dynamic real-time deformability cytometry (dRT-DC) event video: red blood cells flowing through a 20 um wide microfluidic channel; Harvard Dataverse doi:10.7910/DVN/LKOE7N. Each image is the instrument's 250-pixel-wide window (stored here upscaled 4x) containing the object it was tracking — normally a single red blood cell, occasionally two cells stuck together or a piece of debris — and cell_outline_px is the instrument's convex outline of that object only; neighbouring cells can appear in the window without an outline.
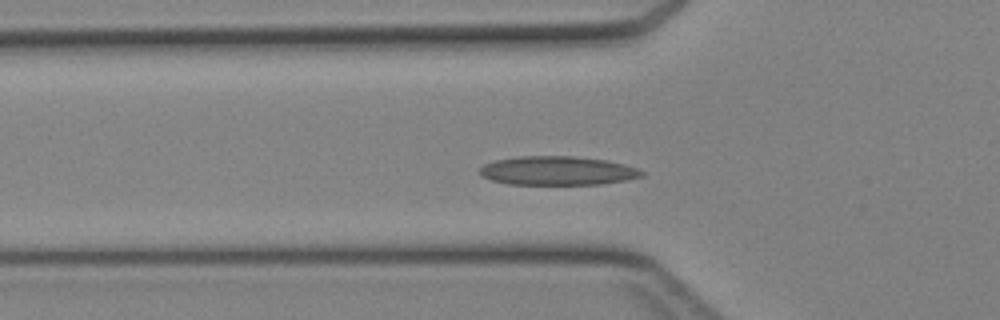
{"species": "Egyptian fruit bat (a non-hibernating species)", "species_latin": "Rousettus aegyptiacus", "temperature_condition": "cold", "stored_images_in_passage": 32, "camera_frame_rate_fps": 3000, "um_per_image_px": 0.085, "animal": {"sex": "female"}, "frame": {"image": 1, "passage_image": 4, "time_ms": 1.0, "image_size_px": [1000, 320], "cell_outline_px": [[644, 176], [628, 180], [600, 184], [508, 184], [492, 180], [480, 176], [480, 168], [484, 164], [496, 160], [520, 156], [572, 156], [604, 160], [624, 164], [636, 168], [644, 172]], "centroid_in_image_um": [47.39, 14.51], "position_along_channel_um": 78.4, "area_um2": 27.17}}
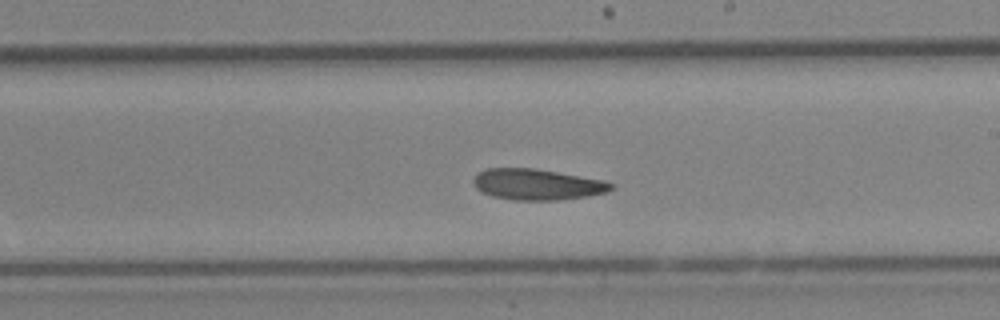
{"frame": {"image": 2, "passage_image": 15, "time_ms": 4.667, "image_size_px": [1000, 320], "cell_outline_px": [[616, 184], [608, 192], [588, 196], [560, 200], [512, 200], [492, 196], [476, 188], [472, 180], [480, 172], [488, 168], [536, 168], [604, 180]], "centroid_in_image_um": [45.7, 15.68], "position_along_channel_um": 243.3, "area_um2": 24.91}}
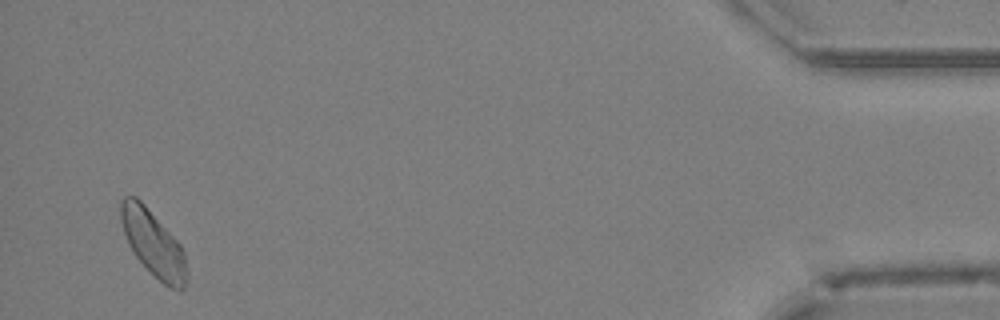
{"frame": {"image": 3, "passage_image": 32, "time_ms": 10.333, "image_size_px": [1000, 320], "cell_outline_px": [[188, 284], [180, 292], [168, 288], [136, 256], [128, 244], [120, 220], [120, 200], [124, 196], [136, 196], [144, 204], [180, 244], [184, 252], [188, 272]], "centroid_in_image_um": [13.05, 20.72], "position_along_channel_um": 422.1, "area_um2": 25.26}}